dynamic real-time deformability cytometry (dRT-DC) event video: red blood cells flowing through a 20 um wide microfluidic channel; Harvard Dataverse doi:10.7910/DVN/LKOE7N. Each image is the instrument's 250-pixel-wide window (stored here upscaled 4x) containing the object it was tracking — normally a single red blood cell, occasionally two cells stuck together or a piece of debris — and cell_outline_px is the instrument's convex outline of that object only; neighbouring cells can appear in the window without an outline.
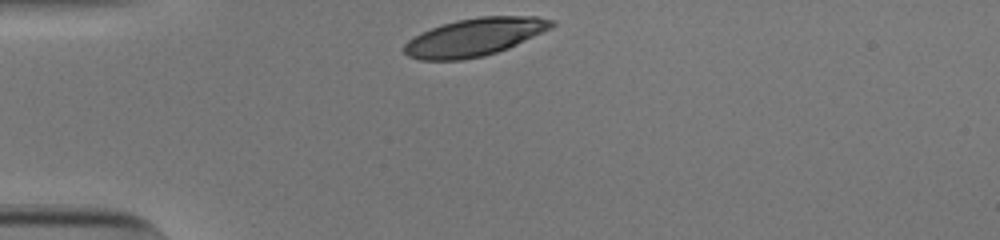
{"species": "human", "species_latin": "Homo sapiens", "temperature_condition": "cold", "stored_images_in_passage": 30, "camera_frame_rate_fps": 3000, "um_per_image_px": 0.085, "donor": {"sex": "male"}, "frame": {"image": 1, "passage_image": 1, "time_ms": 0.0, "image_size_px": [1000, 240], "cell_outline_px": [[556, 24], [552, 28], [508, 48], [484, 56], [460, 60], [420, 60], [408, 56], [404, 52], [404, 44], [408, 40], [432, 28], [456, 20], [480, 16], [536, 16], [556, 20]], "centroid_in_image_um": [40.38, 3.15], "position_along_channel_um": 44.6, "area_um2": 32.37}}
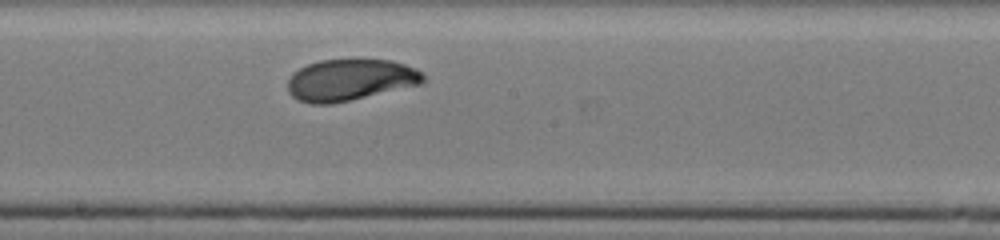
{"frame": {"image": 2, "passage_image": 17, "time_ms": 5.333, "image_size_px": [1000, 240], "cell_outline_px": [[428, 80], [424, 84], [352, 100], [332, 104], [308, 104], [296, 100], [288, 92], [288, 80], [292, 72], [308, 64], [320, 60], [392, 60], [416, 68]], "centroid_in_image_um": [29.78, 6.81], "position_along_channel_um": 218.4, "area_um2": 33.23}}
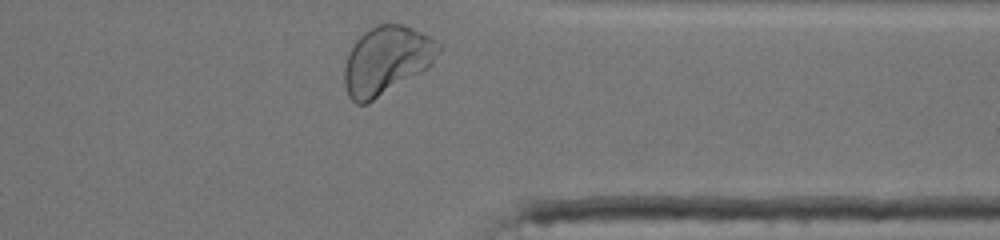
{"frame": {"image": 3, "passage_image": 30, "time_ms": 9.667, "image_size_px": [1000, 240], "cell_outline_px": [[444, 48], [432, 64], [428, 68], [368, 104], [356, 104], [348, 96], [344, 84], [344, 64], [348, 52], [356, 40], [364, 32], [376, 24], [404, 24], [444, 44]], "centroid_in_image_um": [32.87, 5.13], "position_along_channel_um": 378.5, "area_um2": 37.92}, "authors_computed_cell_mechanics": {"area_um2": 32.8882, "velocity_mm_per_s": 3.7798, "shape_relaxation_time_tau1_ms": 4.5612, "shape_relaxation_time_tau2_ms": 0.7796, "deformation_change_tau1": 0.1821, "deformation_change_tau2": 0.0513}}